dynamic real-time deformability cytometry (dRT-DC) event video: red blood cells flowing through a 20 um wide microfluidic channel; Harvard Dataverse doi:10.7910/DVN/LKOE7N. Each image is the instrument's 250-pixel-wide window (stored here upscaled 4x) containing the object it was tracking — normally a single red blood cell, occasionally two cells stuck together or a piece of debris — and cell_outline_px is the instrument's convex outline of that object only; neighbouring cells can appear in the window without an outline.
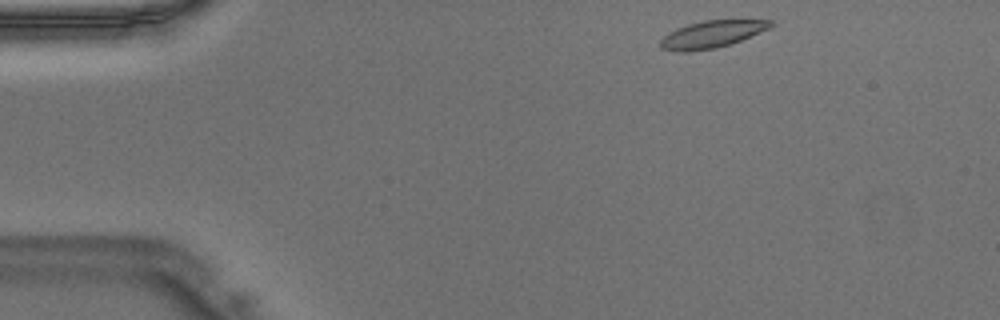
{"species": "Egyptian fruit bat (a non-hibernating species)", "species_latin": "Rousettus aegyptiacus", "temperature_condition": "warm", "stored_images_in_passage": 8, "camera_frame_rate_fps": 3000, "um_per_image_px": 0.085, "animal": {"sex": "male"}, "frame": {"image": 1, "passage_image": 1, "time_ms": 0.0, "image_size_px": [1000, 320], "cell_outline_px": [[776, 24], [768, 28], [740, 40], [716, 48], [688, 52], [676, 52], [660, 48], [660, 40], [668, 32], [676, 28], [688, 24], [704, 20], [776, 20]], "centroid_in_image_um": [60.46, 2.91], "position_along_channel_um": 24.5, "area_um2": 17.4}}